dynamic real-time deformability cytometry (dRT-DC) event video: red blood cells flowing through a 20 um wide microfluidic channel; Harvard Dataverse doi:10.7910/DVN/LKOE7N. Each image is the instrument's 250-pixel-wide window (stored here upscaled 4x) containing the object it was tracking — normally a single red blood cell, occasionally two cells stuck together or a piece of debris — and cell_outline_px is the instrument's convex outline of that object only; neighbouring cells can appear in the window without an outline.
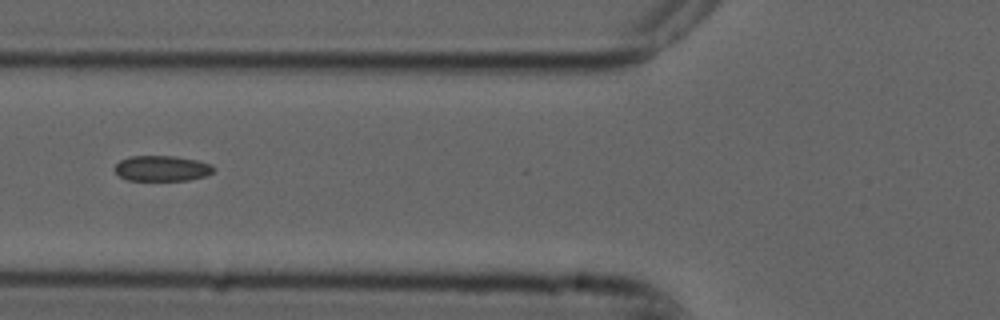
{"species": "common noctule bat (a hibernating species)", "species_latin": "Nyctalus noctula", "temperature_condition": "cold", "stored_images_in_passage": 3, "camera_frame_rate_fps": 3000, "um_per_image_px": 0.085, "animal": {"sex": "male", "forearm_length_mm": 52.5}, "frame": {"image": 1, "passage_image": 3, "time_ms": 0.667, "image_size_px": [1000, 320], "cell_outline_px": [[216, 168], [208, 176], [188, 180], [128, 180], [120, 176], [112, 168], [120, 160], [128, 156], [176, 156], [196, 160], [212, 164]], "centroid_in_image_um": [13.77, 14.31], "position_along_channel_um": 112.0, "area_um2": 14.85}}